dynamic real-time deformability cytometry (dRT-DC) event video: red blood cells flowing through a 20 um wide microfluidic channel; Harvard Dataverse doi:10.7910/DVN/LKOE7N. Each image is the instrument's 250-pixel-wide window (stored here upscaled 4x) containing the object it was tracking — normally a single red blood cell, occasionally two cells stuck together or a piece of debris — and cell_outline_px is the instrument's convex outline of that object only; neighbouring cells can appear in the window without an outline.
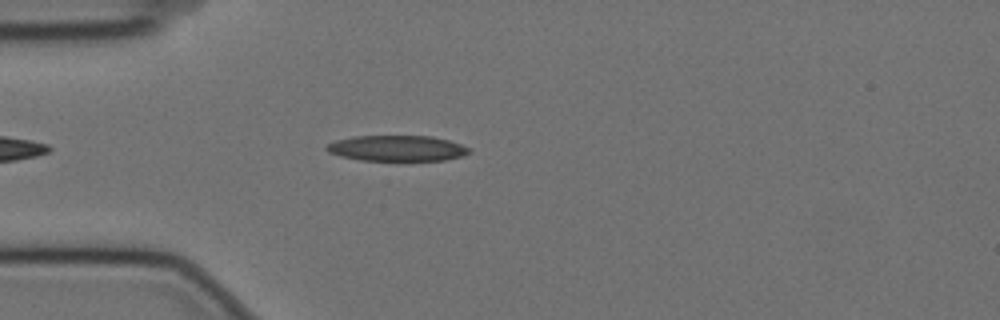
{"species": "Egyptian fruit bat (a non-hibernating species)", "species_latin": "Rousettus aegyptiacus", "temperature_condition": "cold", "stored_images_in_passage": 28, "camera_frame_rate_fps": 3000, "um_per_image_px": 0.085, "animal": {"sex": "female"}, "frame": {"image": 1, "passage_image": 6, "time_ms": 1.667, "image_size_px": [1000, 320], "cell_outline_px": [[472, 152], [464, 156], [444, 160], [360, 160], [340, 156], [328, 152], [324, 148], [328, 144], [336, 140], [352, 136], [432, 136], [448, 140], [460, 144], [468, 148]], "centroid_in_image_um": [33.74, 12.6], "position_along_channel_um": 51.3, "area_um2": 21.33}}
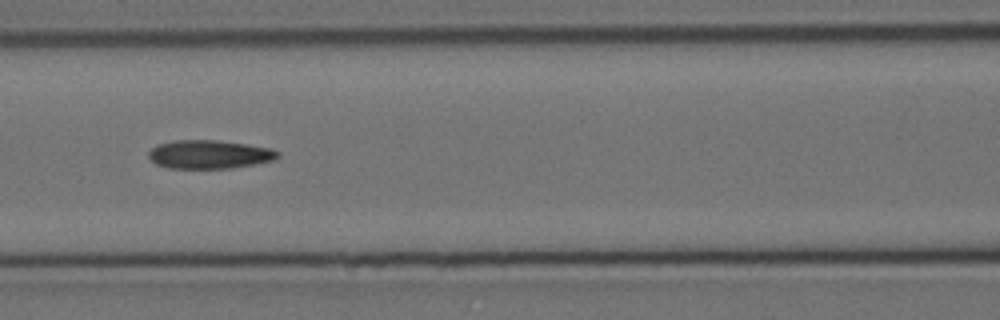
{"frame": {"image": 2, "passage_image": 15, "time_ms": 4.667, "image_size_px": [1000, 320], "cell_outline_px": [[280, 156], [276, 160], [232, 168], [168, 168], [156, 164], [148, 156], [148, 152], [156, 144], [176, 140], [216, 140], [248, 144], [272, 148], [280, 152]], "centroid_in_image_um": [17.83, 13.12], "position_along_channel_um": 148.8, "area_um2": 21.68}}
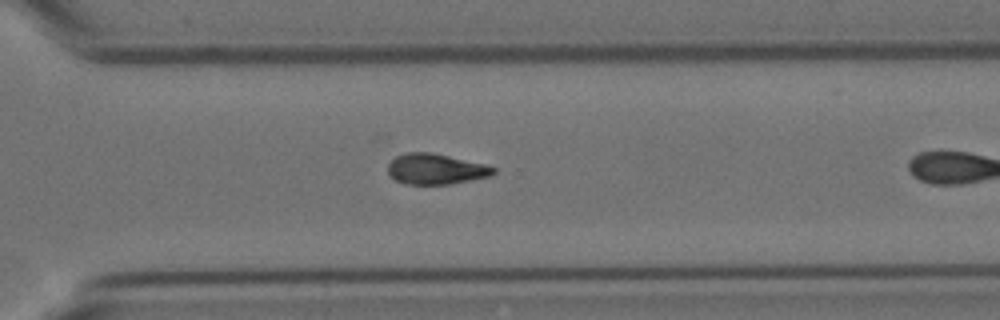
{"frame": {"image": 3, "passage_image": 27, "time_ms": 8.667, "image_size_px": [1000, 320], "cell_outline_px": [[496, 172], [492, 176], [452, 184], [404, 184], [396, 180], [388, 172], [388, 164], [396, 156], [408, 152], [432, 152], [484, 164], [496, 168]], "centroid_in_image_um": [37.06, 14.37], "position_along_channel_um": 333.5, "area_um2": 18.84}}